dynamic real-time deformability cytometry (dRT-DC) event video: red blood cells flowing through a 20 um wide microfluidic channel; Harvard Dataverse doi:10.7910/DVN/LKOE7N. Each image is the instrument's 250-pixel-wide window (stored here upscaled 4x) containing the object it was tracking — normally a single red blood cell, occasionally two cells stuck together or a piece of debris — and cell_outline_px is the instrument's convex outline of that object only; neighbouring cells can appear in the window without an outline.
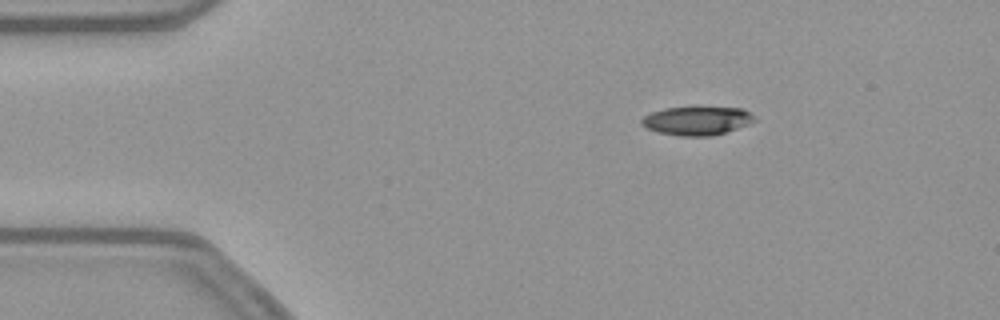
{"species": "common noctule bat (a hibernating species)", "species_latin": "Nyctalus noctula", "temperature_condition": "warm", "stored_images_in_passage": 31, "camera_frame_rate_fps": 3000, "um_per_image_px": 0.085, "animal": {"sex": "female", "body_mass_g": 21.9}, "frame": {"image": 1, "passage_image": 1, "time_ms": 0.0, "image_size_px": [1000, 320], "cell_outline_px": [[756, 120], [748, 124], [712, 136], [680, 136], [660, 132], [648, 128], [640, 124], [640, 120], [644, 116], [652, 112], [664, 108], [696, 104], [740, 108], [756, 116]], "centroid_in_image_um": [59.24, 10.2], "position_along_channel_um": 25.8, "area_um2": 19.54}}
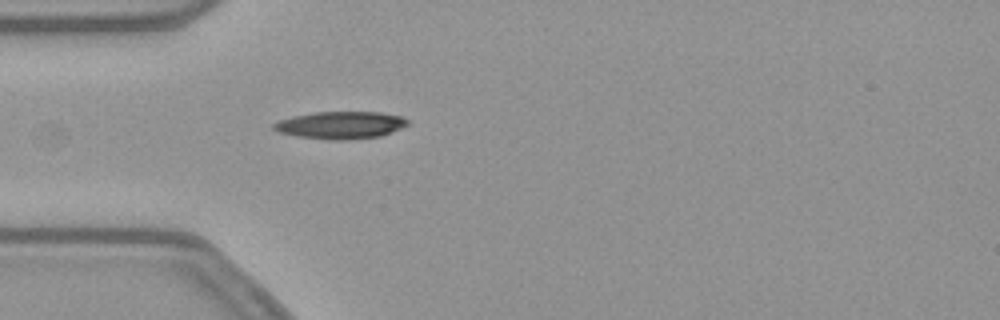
{"frame": {"image": 2, "passage_image": 8, "time_ms": 2.333, "image_size_px": [1000, 320], "cell_outline_px": [[408, 124], [392, 132], [380, 136], [348, 140], [332, 140], [296, 136], [280, 132], [272, 128], [272, 124], [280, 120], [292, 116], [316, 112], [380, 112], [400, 116], [408, 120]], "centroid_in_image_um": [28.94, 10.63], "position_along_channel_um": 56.1, "area_um2": 21.27}}
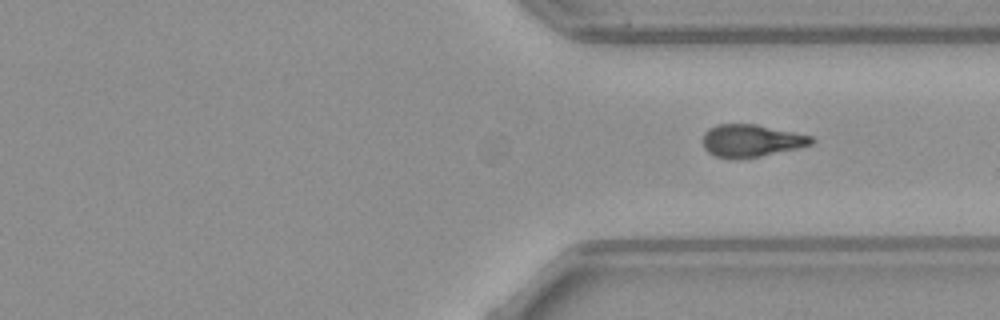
{"frame": {"image": 3, "passage_image": 31, "time_ms": 10.0, "image_size_px": [1000, 320], "cell_outline_px": [[816, 140], [812, 144], [796, 148], [760, 156], [716, 156], [708, 152], [704, 148], [700, 140], [704, 132], [708, 128], [716, 124], [756, 124], [812, 136]], "centroid_in_image_um": [63.82, 11.91], "position_along_channel_um": 347.6, "area_um2": 20.11}}